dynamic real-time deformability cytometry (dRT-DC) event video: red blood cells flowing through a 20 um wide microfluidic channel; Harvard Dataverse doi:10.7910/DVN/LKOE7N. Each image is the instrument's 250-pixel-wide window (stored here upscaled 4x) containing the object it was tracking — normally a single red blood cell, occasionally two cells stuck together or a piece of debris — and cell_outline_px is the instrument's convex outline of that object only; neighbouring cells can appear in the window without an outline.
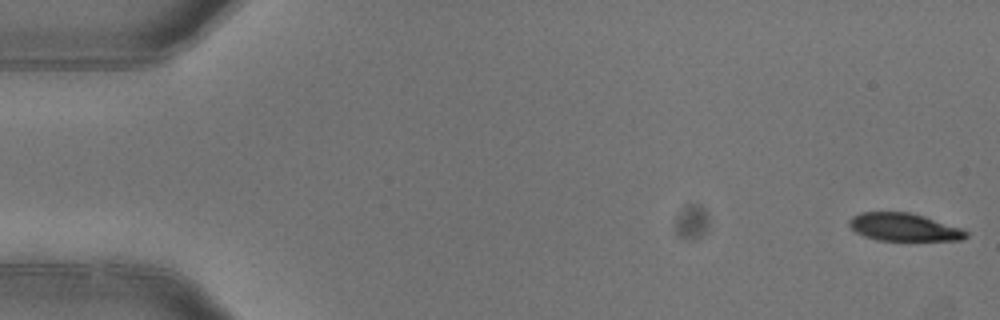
{"species": "common noctule bat (a hibernating species)", "species_latin": "Nyctalus noctula", "temperature_condition": "warm", "stored_images_in_passage": 5, "camera_frame_rate_fps": 3000, "um_per_image_px": 0.085, "animal": {"sex": "female"}, "frame": {"image": 1, "passage_image": 1, "time_ms": 0.0, "image_size_px": [1000, 320], "cell_outline_px": [[968, 236], [960, 240], [876, 240], [864, 236], [856, 232], [848, 224], [848, 220], [852, 216], [860, 212], [908, 212], [924, 216], [964, 228], [968, 232]], "centroid_in_image_um": [76.84, 19.3], "position_along_channel_um": 8.2, "area_um2": 19.02}}